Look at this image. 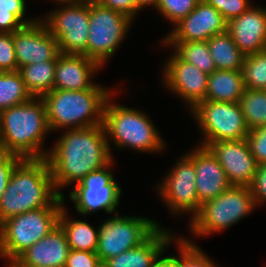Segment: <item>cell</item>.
<instances>
[{
    "label": "cell",
    "instance_id": "1",
    "mask_svg": "<svg viewBox=\"0 0 266 267\" xmlns=\"http://www.w3.org/2000/svg\"><path fill=\"white\" fill-rule=\"evenodd\" d=\"M57 192L73 186L90 172L97 171L113 160L103 124L89 128L67 129L57 139L45 158ZM61 189V191H60Z\"/></svg>",
    "mask_w": 266,
    "mask_h": 267
},
{
    "label": "cell",
    "instance_id": "2",
    "mask_svg": "<svg viewBox=\"0 0 266 267\" xmlns=\"http://www.w3.org/2000/svg\"><path fill=\"white\" fill-rule=\"evenodd\" d=\"M65 201V196H61L54 186L47 160L23 158L15 166L0 198V224L27 211L63 206Z\"/></svg>",
    "mask_w": 266,
    "mask_h": 267
},
{
    "label": "cell",
    "instance_id": "3",
    "mask_svg": "<svg viewBox=\"0 0 266 267\" xmlns=\"http://www.w3.org/2000/svg\"><path fill=\"white\" fill-rule=\"evenodd\" d=\"M46 107L41 97L0 111V150L24 159H45L41 147L50 133Z\"/></svg>",
    "mask_w": 266,
    "mask_h": 267
},
{
    "label": "cell",
    "instance_id": "4",
    "mask_svg": "<svg viewBox=\"0 0 266 267\" xmlns=\"http://www.w3.org/2000/svg\"><path fill=\"white\" fill-rule=\"evenodd\" d=\"M112 92L96 83L86 90H52L43 95L50 131L103 124L105 105Z\"/></svg>",
    "mask_w": 266,
    "mask_h": 267
},
{
    "label": "cell",
    "instance_id": "5",
    "mask_svg": "<svg viewBox=\"0 0 266 267\" xmlns=\"http://www.w3.org/2000/svg\"><path fill=\"white\" fill-rule=\"evenodd\" d=\"M103 127L110 152V145L118 150L125 147L149 154L163 151L167 146L149 115L136 108L114 103L112 95L105 105Z\"/></svg>",
    "mask_w": 266,
    "mask_h": 267
},
{
    "label": "cell",
    "instance_id": "6",
    "mask_svg": "<svg viewBox=\"0 0 266 267\" xmlns=\"http://www.w3.org/2000/svg\"><path fill=\"white\" fill-rule=\"evenodd\" d=\"M62 206H47L7 218L0 224V258L7 264L59 225Z\"/></svg>",
    "mask_w": 266,
    "mask_h": 267
},
{
    "label": "cell",
    "instance_id": "7",
    "mask_svg": "<svg viewBox=\"0 0 266 267\" xmlns=\"http://www.w3.org/2000/svg\"><path fill=\"white\" fill-rule=\"evenodd\" d=\"M257 209L254 197L247 186L231 185L216 198L203 203L190 220L191 235L205 237L228 229Z\"/></svg>",
    "mask_w": 266,
    "mask_h": 267
},
{
    "label": "cell",
    "instance_id": "8",
    "mask_svg": "<svg viewBox=\"0 0 266 267\" xmlns=\"http://www.w3.org/2000/svg\"><path fill=\"white\" fill-rule=\"evenodd\" d=\"M190 113L193 114L203 135L199 146L207 148L211 143L218 141L246 139L250 131L239 102L204 100L198 103Z\"/></svg>",
    "mask_w": 266,
    "mask_h": 267
},
{
    "label": "cell",
    "instance_id": "9",
    "mask_svg": "<svg viewBox=\"0 0 266 267\" xmlns=\"http://www.w3.org/2000/svg\"><path fill=\"white\" fill-rule=\"evenodd\" d=\"M133 21L98 2L89 3V35L87 58L96 61L102 68L118 50Z\"/></svg>",
    "mask_w": 266,
    "mask_h": 267
},
{
    "label": "cell",
    "instance_id": "10",
    "mask_svg": "<svg viewBox=\"0 0 266 267\" xmlns=\"http://www.w3.org/2000/svg\"><path fill=\"white\" fill-rule=\"evenodd\" d=\"M159 226V222L142 216H110L99 225L96 254L105 263L143 243Z\"/></svg>",
    "mask_w": 266,
    "mask_h": 267
},
{
    "label": "cell",
    "instance_id": "11",
    "mask_svg": "<svg viewBox=\"0 0 266 267\" xmlns=\"http://www.w3.org/2000/svg\"><path fill=\"white\" fill-rule=\"evenodd\" d=\"M113 164L114 159L102 169L87 174L72 187L68 196L79 215L86 217L101 209L108 214H118L116 208L122 189L111 171Z\"/></svg>",
    "mask_w": 266,
    "mask_h": 267
},
{
    "label": "cell",
    "instance_id": "12",
    "mask_svg": "<svg viewBox=\"0 0 266 267\" xmlns=\"http://www.w3.org/2000/svg\"><path fill=\"white\" fill-rule=\"evenodd\" d=\"M58 5L62 6L39 19L58 41L60 53L87 57L89 4L59 2Z\"/></svg>",
    "mask_w": 266,
    "mask_h": 267
},
{
    "label": "cell",
    "instance_id": "13",
    "mask_svg": "<svg viewBox=\"0 0 266 267\" xmlns=\"http://www.w3.org/2000/svg\"><path fill=\"white\" fill-rule=\"evenodd\" d=\"M157 185V194L172 215L190 213L191 220L199 212V200L196 191L194 167V149L183 154Z\"/></svg>",
    "mask_w": 266,
    "mask_h": 267
},
{
    "label": "cell",
    "instance_id": "14",
    "mask_svg": "<svg viewBox=\"0 0 266 267\" xmlns=\"http://www.w3.org/2000/svg\"><path fill=\"white\" fill-rule=\"evenodd\" d=\"M208 76L173 52L164 64L162 80L163 86L184 100L191 111L198 103L205 100Z\"/></svg>",
    "mask_w": 266,
    "mask_h": 267
},
{
    "label": "cell",
    "instance_id": "15",
    "mask_svg": "<svg viewBox=\"0 0 266 267\" xmlns=\"http://www.w3.org/2000/svg\"><path fill=\"white\" fill-rule=\"evenodd\" d=\"M13 40L18 70L29 64L57 60L60 54L58 41L40 19L15 31Z\"/></svg>",
    "mask_w": 266,
    "mask_h": 267
},
{
    "label": "cell",
    "instance_id": "16",
    "mask_svg": "<svg viewBox=\"0 0 266 267\" xmlns=\"http://www.w3.org/2000/svg\"><path fill=\"white\" fill-rule=\"evenodd\" d=\"M227 31V21L208 2H199L196 8L174 25L161 42L207 41Z\"/></svg>",
    "mask_w": 266,
    "mask_h": 267
},
{
    "label": "cell",
    "instance_id": "17",
    "mask_svg": "<svg viewBox=\"0 0 266 267\" xmlns=\"http://www.w3.org/2000/svg\"><path fill=\"white\" fill-rule=\"evenodd\" d=\"M207 148L217 158L231 185H251L258 163L246 139L218 141L211 143Z\"/></svg>",
    "mask_w": 266,
    "mask_h": 267
},
{
    "label": "cell",
    "instance_id": "18",
    "mask_svg": "<svg viewBox=\"0 0 266 267\" xmlns=\"http://www.w3.org/2000/svg\"><path fill=\"white\" fill-rule=\"evenodd\" d=\"M69 251L65 231L57 225L7 266L65 267Z\"/></svg>",
    "mask_w": 266,
    "mask_h": 267
},
{
    "label": "cell",
    "instance_id": "19",
    "mask_svg": "<svg viewBox=\"0 0 266 267\" xmlns=\"http://www.w3.org/2000/svg\"><path fill=\"white\" fill-rule=\"evenodd\" d=\"M227 32L244 55L266 50V8L252 5L227 22Z\"/></svg>",
    "mask_w": 266,
    "mask_h": 267
},
{
    "label": "cell",
    "instance_id": "20",
    "mask_svg": "<svg viewBox=\"0 0 266 267\" xmlns=\"http://www.w3.org/2000/svg\"><path fill=\"white\" fill-rule=\"evenodd\" d=\"M194 167L200 210L203 203L219 196L231 184L217 158L206 147L197 145L194 148Z\"/></svg>",
    "mask_w": 266,
    "mask_h": 267
},
{
    "label": "cell",
    "instance_id": "21",
    "mask_svg": "<svg viewBox=\"0 0 266 267\" xmlns=\"http://www.w3.org/2000/svg\"><path fill=\"white\" fill-rule=\"evenodd\" d=\"M102 68L83 54L60 53L57 57L53 90H86L96 83L91 79ZM94 75V76H93Z\"/></svg>",
    "mask_w": 266,
    "mask_h": 267
},
{
    "label": "cell",
    "instance_id": "22",
    "mask_svg": "<svg viewBox=\"0 0 266 267\" xmlns=\"http://www.w3.org/2000/svg\"><path fill=\"white\" fill-rule=\"evenodd\" d=\"M175 237V233L161 225L143 243L108 259L104 264L107 267H154Z\"/></svg>",
    "mask_w": 266,
    "mask_h": 267
},
{
    "label": "cell",
    "instance_id": "23",
    "mask_svg": "<svg viewBox=\"0 0 266 267\" xmlns=\"http://www.w3.org/2000/svg\"><path fill=\"white\" fill-rule=\"evenodd\" d=\"M246 90L241 70H215L208 76L205 101L238 103Z\"/></svg>",
    "mask_w": 266,
    "mask_h": 267
},
{
    "label": "cell",
    "instance_id": "24",
    "mask_svg": "<svg viewBox=\"0 0 266 267\" xmlns=\"http://www.w3.org/2000/svg\"><path fill=\"white\" fill-rule=\"evenodd\" d=\"M62 206L59 225L65 231L68 245L72 250L96 252L98 247L99 226L95 229L87 221L73 220L68 210Z\"/></svg>",
    "mask_w": 266,
    "mask_h": 267
},
{
    "label": "cell",
    "instance_id": "25",
    "mask_svg": "<svg viewBox=\"0 0 266 267\" xmlns=\"http://www.w3.org/2000/svg\"><path fill=\"white\" fill-rule=\"evenodd\" d=\"M217 70H242L244 55L226 31L207 40Z\"/></svg>",
    "mask_w": 266,
    "mask_h": 267
},
{
    "label": "cell",
    "instance_id": "26",
    "mask_svg": "<svg viewBox=\"0 0 266 267\" xmlns=\"http://www.w3.org/2000/svg\"><path fill=\"white\" fill-rule=\"evenodd\" d=\"M56 63L57 60L42 61L18 70L32 97H42L53 90Z\"/></svg>",
    "mask_w": 266,
    "mask_h": 267
},
{
    "label": "cell",
    "instance_id": "27",
    "mask_svg": "<svg viewBox=\"0 0 266 267\" xmlns=\"http://www.w3.org/2000/svg\"><path fill=\"white\" fill-rule=\"evenodd\" d=\"M161 43L171 47L183 61L193 64L208 75L216 70L207 41Z\"/></svg>",
    "mask_w": 266,
    "mask_h": 267
},
{
    "label": "cell",
    "instance_id": "28",
    "mask_svg": "<svg viewBox=\"0 0 266 267\" xmlns=\"http://www.w3.org/2000/svg\"><path fill=\"white\" fill-rule=\"evenodd\" d=\"M31 98L19 71L0 72V111Z\"/></svg>",
    "mask_w": 266,
    "mask_h": 267
},
{
    "label": "cell",
    "instance_id": "29",
    "mask_svg": "<svg viewBox=\"0 0 266 267\" xmlns=\"http://www.w3.org/2000/svg\"><path fill=\"white\" fill-rule=\"evenodd\" d=\"M239 104L249 130L266 126V90L246 88Z\"/></svg>",
    "mask_w": 266,
    "mask_h": 267
},
{
    "label": "cell",
    "instance_id": "30",
    "mask_svg": "<svg viewBox=\"0 0 266 267\" xmlns=\"http://www.w3.org/2000/svg\"><path fill=\"white\" fill-rule=\"evenodd\" d=\"M26 0H0V32L14 33L24 25L36 22V18L24 19Z\"/></svg>",
    "mask_w": 266,
    "mask_h": 267
},
{
    "label": "cell",
    "instance_id": "31",
    "mask_svg": "<svg viewBox=\"0 0 266 267\" xmlns=\"http://www.w3.org/2000/svg\"><path fill=\"white\" fill-rule=\"evenodd\" d=\"M241 71L247 89L266 90V50L246 55Z\"/></svg>",
    "mask_w": 266,
    "mask_h": 267
},
{
    "label": "cell",
    "instance_id": "32",
    "mask_svg": "<svg viewBox=\"0 0 266 267\" xmlns=\"http://www.w3.org/2000/svg\"><path fill=\"white\" fill-rule=\"evenodd\" d=\"M174 241L179 248V256L171 255V257L181 267H217L212 258L208 257L191 239L176 236Z\"/></svg>",
    "mask_w": 266,
    "mask_h": 267
},
{
    "label": "cell",
    "instance_id": "33",
    "mask_svg": "<svg viewBox=\"0 0 266 267\" xmlns=\"http://www.w3.org/2000/svg\"><path fill=\"white\" fill-rule=\"evenodd\" d=\"M198 3V0H158L155 9L175 25L190 14Z\"/></svg>",
    "mask_w": 266,
    "mask_h": 267
},
{
    "label": "cell",
    "instance_id": "34",
    "mask_svg": "<svg viewBox=\"0 0 266 267\" xmlns=\"http://www.w3.org/2000/svg\"><path fill=\"white\" fill-rule=\"evenodd\" d=\"M0 71H18L13 33L0 32Z\"/></svg>",
    "mask_w": 266,
    "mask_h": 267
},
{
    "label": "cell",
    "instance_id": "35",
    "mask_svg": "<svg viewBox=\"0 0 266 267\" xmlns=\"http://www.w3.org/2000/svg\"><path fill=\"white\" fill-rule=\"evenodd\" d=\"M208 3L221 13L227 22L245 13L252 6L250 0H209Z\"/></svg>",
    "mask_w": 266,
    "mask_h": 267
},
{
    "label": "cell",
    "instance_id": "36",
    "mask_svg": "<svg viewBox=\"0 0 266 267\" xmlns=\"http://www.w3.org/2000/svg\"><path fill=\"white\" fill-rule=\"evenodd\" d=\"M246 141L258 165L266 164V126L250 130Z\"/></svg>",
    "mask_w": 266,
    "mask_h": 267
},
{
    "label": "cell",
    "instance_id": "37",
    "mask_svg": "<svg viewBox=\"0 0 266 267\" xmlns=\"http://www.w3.org/2000/svg\"><path fill=\"white\" fill-rule=\"evenodd\" d=\"M22 159L23 158L16 154L7 153L0 150V198L6 190V186L15 166Z\"/></svg>",
    "mask_w": 266,
    "mask_h": 267
},
{
    "label": "cell",
    "instance_id": "38",
    "mask_svg": "<svg viewBox=\"0 0 266 267\" xmlns=\"http://www.w3.org/2000/svg\"><path fill=\"white\" fill-rule=\"evenodd\" d=\"M101 263L96 252L70 249L65 267H99Z\"/></svg>",
    "mask_w": 266,
    "mask_h": 267
},
{
    "label": "cell",
    "instance_id": "39",
    "mask_svg": "<svg viewBox=\"0 0 266 267\" xmlns=\"http://www.w3.org/2000/svg\"><path fill=\"white\" fill-rule=\"evenodd\" d=\"M256 208L266 203V164H259L254 179L249 186Z\"/></svg>",
    "mask_w": 266,
    "mask_h": 267
},
{
    "label": "cell",
    "instance_id": "40",
    "mask_svg": "<svg viewBox=\"0 0 266 267\" xmlns=\"http://www.w3.org/2000/svg\"><path fill=\"white\" fill-rule=\"evenodd\" d=\"M97 2L103 7L121 12L132 21L136 18V14L138 15L141 11V9L136 5L135 0H98Z\"/></svg>",
    "mask_w": 266,
    "mask_h": 267
},
{
    "label": "cell",
    "instance_id": "41",
    "mask_svg": "<svg viewBox=\"0 0 266 267\" xmlns=\"http://www.w3.org/2000/svg\"><path fill=\"white\" fill-rule=\"evenodd\" d=\"M154 267H181L171 256H162Z\"/></svg>",
    "mask_w": 266,
    "mask_h": 267
},
{
    "label": "cell",
    "instance_id": "42",
    "mask_svg": "<svg viewBox=\"0 0 266 267\" xmlns=\"http://www.w3.org/2000/svg\"><path fill=\"white\" fill-rule=\"evenodd\" d=\"M136 5L142 10L147 7L153 6L154 8L157 6L158 0H135Z\"/></svg>",
    "mask_w": 266,
    "mask_h": 267
},
{
    "label": "cell",
    "instance_id": "43",
    "mask_svg": "<svg viewBox=\"0 0 266 267\" xmlns=\"http://www.w3.org/2000/svg\"><path fill=\"white\" fill-rule=\"evenodd\" d=\"M98 0H53V2L55 3H59V2H71V3H93V2H97Z\"/></svg>",
    "mask_w": 266,
    "mask_h": 267
},
{
    "label": "cell",
    "instance_id": "44",
    "mask_svg": "<svg viewBox=\"0 0 266 267\" xmlns=\"http://www.w3.org/2000/svg\"><path fill=\"white\" fill-rule=\"evenodd\" d=\"M6 267H28V266H6Z\"/></svg>",
    "mask_w": 266,
    "mask_h": 267
},
{
    "label": "cell",
    "instance_id": "45",
    "mask_svg": "<svg viewBox=\"0 0 266 267\" xmlns=\"http://www.w3.org/2000/svg\"><path fill=\"white\" fill-rule=\"evenodd\" d=\"M99 267H107L104 263H101Z\"/></svg>",
    "mask_w": 266,
    "mask_h": 267
},
{
    "label": "cell",
    "instance_id": "46",
    "mask_svg": "<svg viewBox=\"0 0 266 267\" xmlns=\"http://www.w3.org/2000/svg\"><path fill=\"white\" fill-rule=\"evenodd\" d=\"M199 2H208L209 0H198Z\"/></svg>",
    "mask_w": 266,
    "mask_h": 267
}]
</instances>
